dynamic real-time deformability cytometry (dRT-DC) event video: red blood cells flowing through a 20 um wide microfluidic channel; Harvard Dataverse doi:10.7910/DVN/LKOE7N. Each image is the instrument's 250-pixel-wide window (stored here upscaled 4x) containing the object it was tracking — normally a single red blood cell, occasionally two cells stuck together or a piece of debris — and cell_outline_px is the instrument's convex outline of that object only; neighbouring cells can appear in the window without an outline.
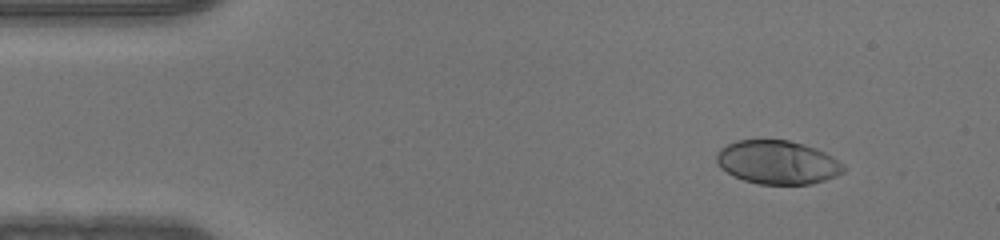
{"species": "human", "species_latin": "Homo sapiens", "temperature_condition": "warm", "stored_images_in_passage": 45, "camera_frame_rate_fps": 3000, "um_per_image_px": 0.085, "donor": {"sex": "male"}, "frame": {"image": 1, "passage_image": 1, "time_ms": 0.0, "image_size_px": [1000, 240], "cell_outline_px": [[848, 168], [844, 172], [836, 176], [812, 184], [760, 184], [744, 180], [732, 176], [720, 168], [716, 160], [716, 152], [720, 148], [736, 140], [788, 140], [804, 144], [816, 148], [832, 156], [844, 164]], "centroid_in_image_um": [66.09, 13.8], "position_along_channel_um": 18.9, "area_um2": 32.54}}
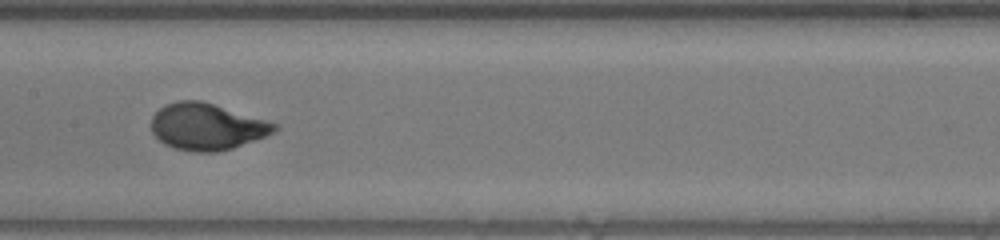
{"frame": {"image": 2, "passage_image": 20, "time_ms": 6.333, "image_size_px": [1000, 240], "cell_outline_px": [[280, 128], [264, 136], [232, 148], [216, 152], [192, 152], [172, 148], [164, 144], [152, 132], [152, 116], [164, 104], [176, 100], [200, 100], [280, 124]], "centroid_in_image_um": [17.56, 10.76], "position_along_channel_um": 189.8, "area_um2": 33.41}}
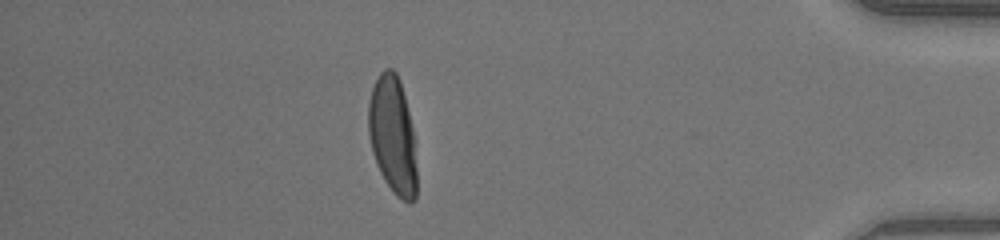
{"frame": {"image": 3, "passage_image": 39, "time_ms": 12.667, "image_size_px": [1000, 240], "cell_outline_px": [[416, 200], [408, 204], [396, 196], [392, 192], [384, 180], [376, 164], [372, 152], [368, 136], [368, 104], [372, 88], [380, 72], [384, 68], [392, 68], [396, 72], [400, 80], [412, 128], [416, 168]], "centroid_in_image_um": [33.35, 11.53], "position_along_channel_um": 401.8, "area_um2": 33.18}}